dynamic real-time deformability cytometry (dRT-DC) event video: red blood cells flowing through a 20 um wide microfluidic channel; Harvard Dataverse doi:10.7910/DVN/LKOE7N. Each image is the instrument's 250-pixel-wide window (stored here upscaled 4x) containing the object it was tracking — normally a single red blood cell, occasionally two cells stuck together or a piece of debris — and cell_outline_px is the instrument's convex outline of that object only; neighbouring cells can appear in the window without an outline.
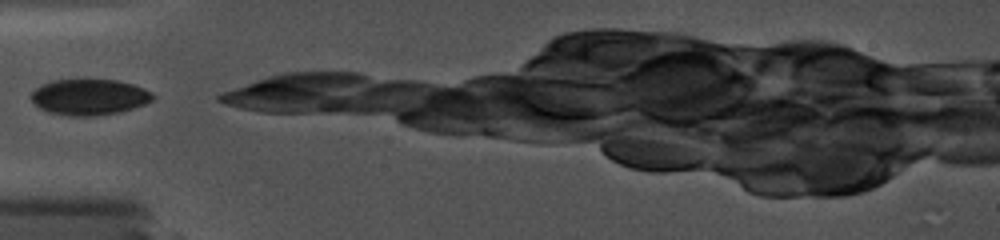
{"species": "common noctule bat (a hibernating species)", "species_latin": "Nyctalus noctula", "temperature_condition": "cold", "stored_images_in_passage": 5, "camera_frame_rate_fps": 5000, "um_per_image_px": 0.085, "animal": {"sex": "female", "body_mass_g": 19.0, "forearm_length_mm": 56.7}, "frame": {"image": 1, "passage_image": 1, "time_ms": 0.0, "image_size_px": [1000, 240], "cell_outline_px": [[156, 96], [152, 100], [144, 104], [120, 112], [92, 116], [68, 116], [48, 112], [40, 108], [28, 96], [40, 84], [52, 80], [116, 80], [132, 84], [144, 88], [152, 92]], "centroid_in_image_um": [7.57, 8.25], "position_along_channel_um": 77.4, "area_um2": 25.55}}